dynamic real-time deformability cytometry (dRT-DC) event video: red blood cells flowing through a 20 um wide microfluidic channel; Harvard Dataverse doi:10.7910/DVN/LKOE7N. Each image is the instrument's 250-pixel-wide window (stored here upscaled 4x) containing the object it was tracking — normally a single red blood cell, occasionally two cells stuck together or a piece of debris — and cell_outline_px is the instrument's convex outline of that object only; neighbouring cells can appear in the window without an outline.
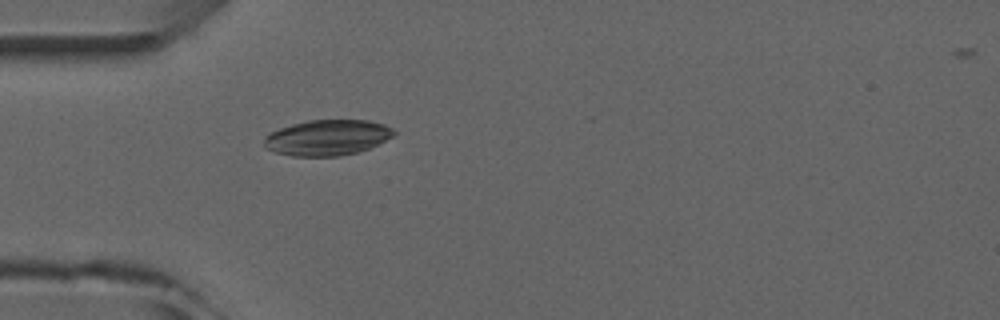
{"species": "common noctule bat (a hibernating species)", "species_latin": "Nyctalus noctula", "temperature_condition": "room temperature", "stored_images_in_passage": 2, "camera_frame_rate_fps": 3000, "um_per_image_px": 0.085, "animal": {"sex": "male", "forearm_length_mm": 52.5}, "frame": {"image": 1, "passage_image": 2, "time_ms": 1.0, "image_size_px": [1000, 320], "cell_outline_px": [[396, 132], [392, 136], [368, 148], [356, 152], [340, 156], [292, 156], [276, 152], [264, 148], [264, 136], [280, 128], [292, 124], [308, 120], [368, 120], [384, 124], [392, 128]], "centroid_in_image_um": [27.79, 11.69], "position_along_channel_um": 57.2, "area_um2": 26.76}}